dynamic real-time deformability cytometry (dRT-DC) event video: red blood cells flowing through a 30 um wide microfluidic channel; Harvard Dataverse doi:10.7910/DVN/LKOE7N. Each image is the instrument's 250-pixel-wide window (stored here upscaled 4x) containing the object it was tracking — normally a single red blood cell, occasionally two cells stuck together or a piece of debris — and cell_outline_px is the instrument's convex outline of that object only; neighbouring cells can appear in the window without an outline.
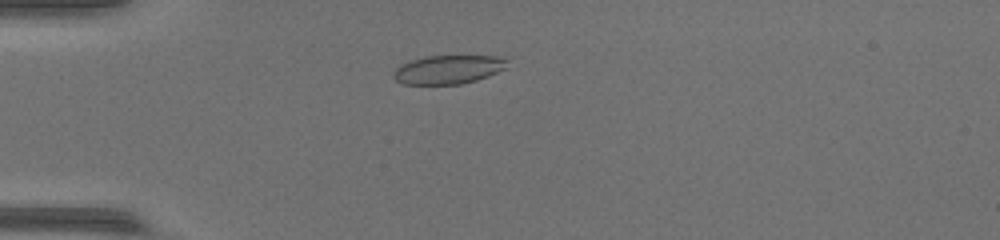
{"species": "common noctule bat (a hibernating species)", "species_latin": "Nyctalus noctula", "temperature_condition": "warm", "stored_images_in_passage": 47, "camera_frame_rate_fps": 3000, "um_per_image_px": 0.085, "animal": {"sex": "female", "body_mass_g": 17.0, "forearm_length_mm": 48.0}, "frame": {"image": 1, "passage_image": 10, "time_ms": 3.0, "image_size_px": [1000, 240], "cell_outline_px": [[508, 68], [488, 76], [476, 80], [460, 84], [404, 84], [396, 80], [392, 76], [392, 72], [400, 64], [412, 60], [428, 56], [504, 56], [508, 60]], "centroid_in_image_um": [38.13, 5.9], "position_along_channel_um": 46.9, "area_um2": 19.19}}
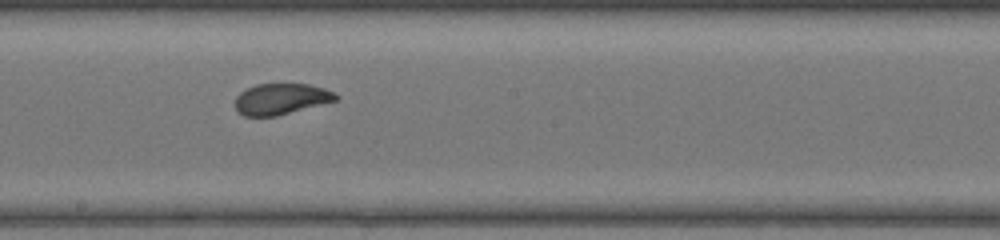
{"frame": {"image": 2, "passage_image": 25, "time_ms": 8.0, "image_size_px": [1000, 240], "cell_outline_px": [[340, 96], [336, 100], [276, 116], [244, 116], [236, 112], [236, 96], [240, 92], [256, 84], [308, 84], [324, 88]], "centroid_in_image_um": [23.86, 8.41], "position_along_channel_um": 224.3, "area_um2": 18.03}}
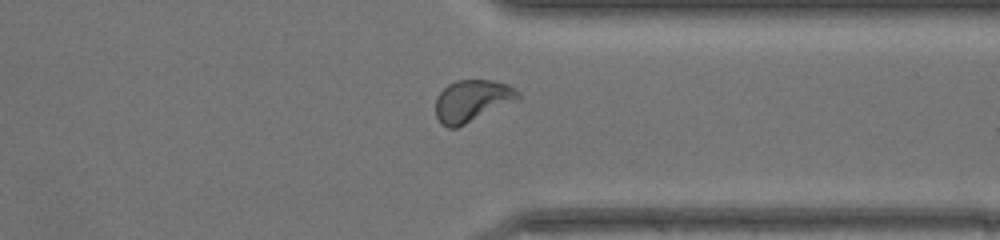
{"frame": {"image": 3, "passage_image": 36, "time_ms": 11.667, "image_size_px": [1000, 240], "cell_outline_px": [[520, 100], [456, 128], [448, 128], [440, 124], [436, 116], [436, 96], [448, 84], [456, 80], [492, 80], [508, 84], [520, 92]], "centroid_in_image_um": [40.15, 8.57], "position_along_channel_um": 371.3, "area_um2": 20.4}}